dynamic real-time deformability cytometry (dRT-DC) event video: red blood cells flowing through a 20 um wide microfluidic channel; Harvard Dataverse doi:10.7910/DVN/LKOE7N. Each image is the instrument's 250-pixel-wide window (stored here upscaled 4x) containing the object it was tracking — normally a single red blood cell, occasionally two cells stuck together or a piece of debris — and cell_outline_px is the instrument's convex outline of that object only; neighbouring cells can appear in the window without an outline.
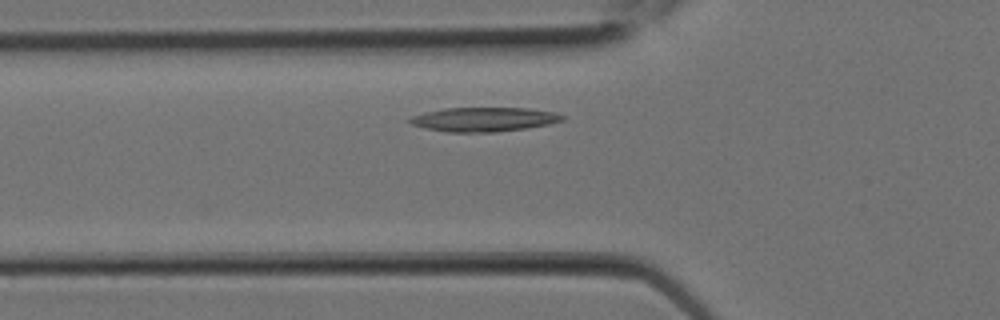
{"species": "Egyptian fruit bat (a non-hibernating species)", "species_latin": "Rousettus aegyptiacus", "temperature_condition": "room temperature", "stored_images_in_passage": 4, "camera_frame_rate_fps": 3000, "um_per_image_px": 0.085, "animal": {"sex": "female"}, "frame": {"image": 1, "passage_image": 2, "time_ms": 0.333, "image_size_px": [1000, 320], "cell_outline_px": [[564, 120], [548, 124], [528, 128], [496, 132], [448, 132], [428, 128], [412, 124], [408, 120], [412, 116], [444, 108], [528, 108], [556, 112], [564, 116]], "centroid_in_image_um": [41.2, 10.14], "position_along_channel_um": 84.6, "area_um2": 21.33}}